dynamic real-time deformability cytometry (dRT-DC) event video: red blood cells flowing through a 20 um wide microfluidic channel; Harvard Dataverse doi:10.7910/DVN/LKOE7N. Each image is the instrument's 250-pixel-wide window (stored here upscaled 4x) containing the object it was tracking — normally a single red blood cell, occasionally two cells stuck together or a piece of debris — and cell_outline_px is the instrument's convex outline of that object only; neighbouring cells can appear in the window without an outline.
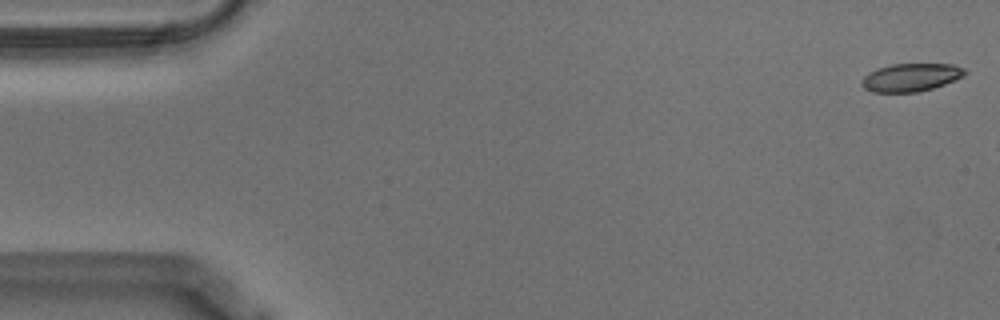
{"species": "Egyptian fruit bat (a non-hibernating species)", "species_latin": "Rousettus aegyptiacus", "temperature_condition": "warm", "stored_images_in_passage": 10, "camera_frame_rate_fps": 3000, "um_per_image_px": 0.085, "animal": {"sex": "male"}, "frame": {"image": 1, "passage_image": 1, "time_ms": 0.0, "image_size_px": [1000, 320], "cell_outline_px": [[968, 72], [964, 76], [956, 80], [932, 88], [916, 92], [872, 92], [864, 88], [860, 84], [860, 80], [868, 72], [876, 68], [892, 64], [952, 64], [964, 68]], "centroid_in_image_um": [77.4, 6.57], "position_along_channel_um": 7.6, "area_um2": 16.99}}